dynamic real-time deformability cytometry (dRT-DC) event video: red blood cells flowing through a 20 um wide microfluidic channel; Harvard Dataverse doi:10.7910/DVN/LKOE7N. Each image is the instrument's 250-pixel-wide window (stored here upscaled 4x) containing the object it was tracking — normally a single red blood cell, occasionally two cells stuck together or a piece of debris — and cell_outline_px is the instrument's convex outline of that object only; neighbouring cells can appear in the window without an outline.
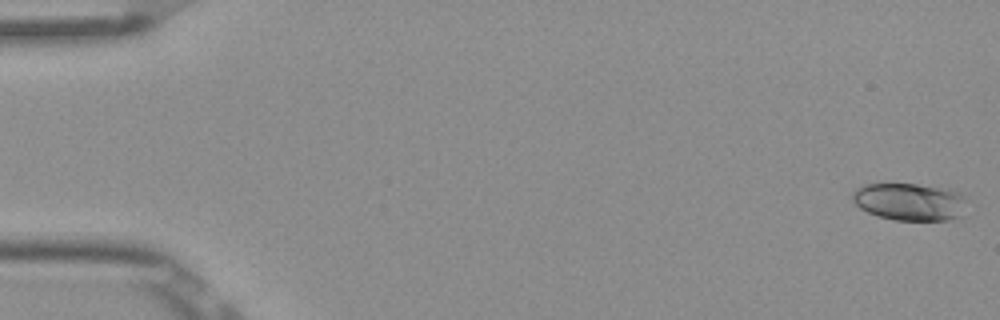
{"species": "Egyptian fruit bat (a non-hibernating species)", "species_latin": "Rousettus aegyptiacus", "temperature_condition": "room temperature", "stored_images_in_passage": 53, "camera_frame_rate_fps": 3000, "um_per_image_px": 0.085, "frame": {"image": 1, "passage_image": 1, "time_ms": 0.0, "image_size_px": [1000, 320], "cell_outline_px": [[964, 200], [956, 216], [948, 220], [896, 220], [880, 216], [868, 212], [860, 208], [852, 200], [852, 192], [856, 188], [864, 184], [916, 184], [960, 192], [964, 196]], "centroid_in_image_um": [77.21, 17.13], "position_along_channel_um": 7.8, "area_um2": 24.22}}
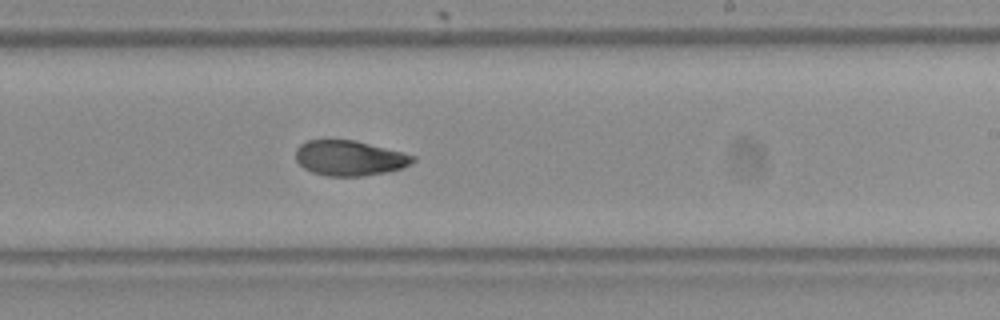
{"frame": {"image": 2, "passage_image": 32, "time_ms": 10.333, "image_size_px": [1000, 320], "cell_outline_px": [[416, 160], [412, 164], [404, 168], [388, 172], [360, 176], [328, 176], [312, 172], [304, 168], [296, 160], [296, 148], [300, 144], [308, 140], [356, 140], [404, 152], [416, 156]], "centroid_in_image_um": [29.76, 13.43], "position_along_channel_um": 259.2, "area_um2": 24.28}}
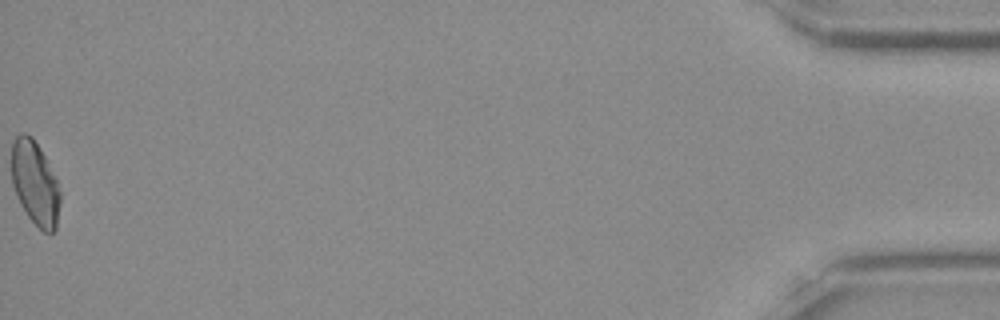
{"frame": {"image": 3, "passage_image": 53, "time_ms": 17.333, "image_size_px": [1000, 320], "cell_outline_px": [[60, 204], [56, 228], [52, 232], [44, 232], [28, 216], [20, 204], [16, 196], [12, 184], [12, 140], [20, 132], [24, 132], [32, 136], [44, 156], [56, 180], [60, 192]], "centroid_in_image_um": [2.96, 15.55], "position_along_channel_um": 432.2, "area_um2": 23.58}, "authors_computed_cell_mechanics": {"area_um2": 24.3916, "velocity_mm_per_s": 3.8817, "shape_relaxation_time_tau1_ms": null, "shape_relaxation_time_tau2_ms": 5.7662, "deformation_change_tau1": null, "deformation_change_tau2": 0.1158}}